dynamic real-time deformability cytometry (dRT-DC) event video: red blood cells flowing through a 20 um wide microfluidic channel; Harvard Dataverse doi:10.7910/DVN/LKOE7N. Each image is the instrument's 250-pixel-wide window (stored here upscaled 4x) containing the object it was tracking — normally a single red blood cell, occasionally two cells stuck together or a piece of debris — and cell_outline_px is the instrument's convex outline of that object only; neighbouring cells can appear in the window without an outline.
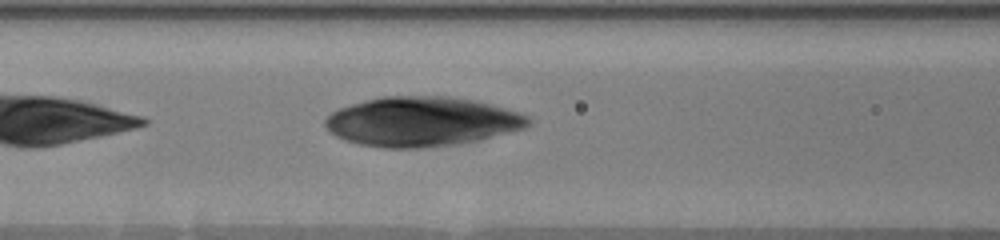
{"species": "human", "species_latin": "Homo sapiens", "temperature_condition": "warm", "stored_images_in_passage": 10, "camera_frame_rate_fps": 3000, "um_per_image_px": 0.085, "donor": {"sex": "male"}, "frame": {"image": 1, "passage_image": 8, "time_ms": 7.333, "image_size_px": [1000, 240], "cell_outline_px": [[532, 120], [524, 128], [480, 140], [452, 144], [420, 148], [384, 148], [360, 144], [344, 140], [328, 132], [324, 124], [324, 120], [332, 112], [340, 108], [364, 100], [384, 96], [448, 96], [476, 100], [504, 108], [528, 116]], "centroid_in_image_um": [35.81, 10.33], "position_along_channel_um": 130.8, "area_um2": 58.55}}
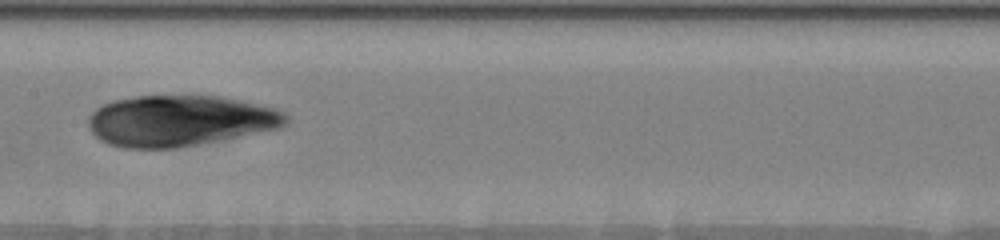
{"frame": {"image": 2, "passage_image": 10, "time_ms": 9.0, "image_size_px": [1000, 240], "cell_outline_px": [[288, 124], [280, 128], [220, 140], [172, 148], [124, 148], [108, 144], [100, 140], [88, 128], [88, 116], [96, 108], [112, 100], [136, 96], [220, 96], [240, 100], [272, 108], [284, 112], [288, 116]], "centroid_in_image_um": [15.26, 10.26], "position_along_channel_um": 192.1, "area_um2": 58.55}}